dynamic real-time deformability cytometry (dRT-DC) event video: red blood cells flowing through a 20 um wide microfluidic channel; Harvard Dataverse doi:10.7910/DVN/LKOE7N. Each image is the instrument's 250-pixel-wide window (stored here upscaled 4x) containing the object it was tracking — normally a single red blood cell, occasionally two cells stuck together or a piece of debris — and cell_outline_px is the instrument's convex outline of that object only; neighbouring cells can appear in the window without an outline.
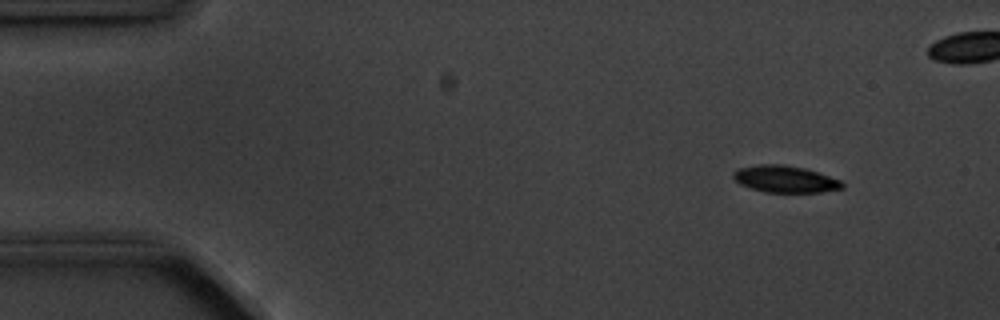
{"species": "common noctule bat (a hibernating species)", "species_latin": "Nyctalus noctula", "temperature_condition": "cold", "stored_images_in_passage": 5, "camera_frame_rate_fps": 3000, "um_per_image_px": 0.085, "animal": {"sex": "male", "body_mass_g": 20.1, "forearm_length_mm": 53.5}, "frame": {"image": 1, "passage_image": 1, "time_ms": 0.0, "image_size_px": [1000, 320], "cell_outline_px": [[844, 188], [820, 192], [764, 192], [740, 184], [732, 176], [732, 172], [740, 168], [760, 164], [780, 164], [804, 168], [840, 180], [844, 184]], "centroid_in_image_um": [66.72, 15.22], "position_along_channel_um": 18.3, "area_um2": 16.82}}